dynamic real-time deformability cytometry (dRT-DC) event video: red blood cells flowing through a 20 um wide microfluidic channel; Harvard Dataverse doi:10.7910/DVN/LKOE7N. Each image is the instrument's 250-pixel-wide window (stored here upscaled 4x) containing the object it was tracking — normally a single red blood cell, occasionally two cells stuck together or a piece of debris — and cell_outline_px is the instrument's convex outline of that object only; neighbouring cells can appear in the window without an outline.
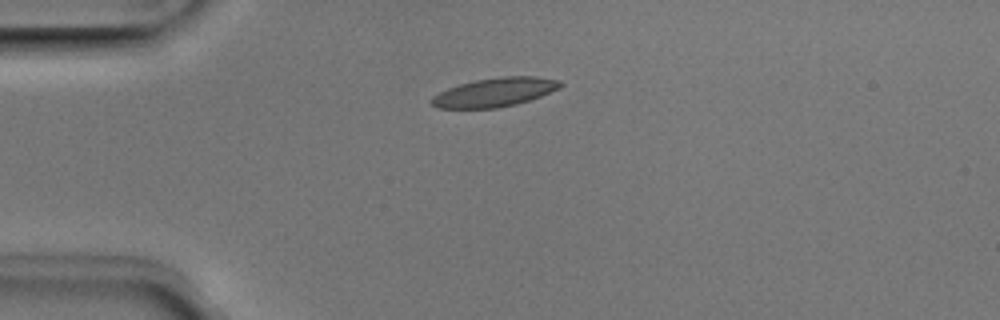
{"species": "Egyptian fruit bat (a non-hibernating species)", "species_latin": "Rousettus aegyptiacus", "temperature_condition": "room temperature", "stored_images_in_passage": 39, "camera_frame_rate_fps": 3000, "um_per_image_px": 0.085, "animal": {"sex": "male"}, "frame": {"image": 1, "passage_image": 1, "time_ms": 0.0, "image_size_px": [1000, 320], "cell_outline_px": [[564, 84], [540, 96], [516, 104], [496, 108], [436, 108], [428, 100], [432, 96], [448, 88], [460, 84], [476, 80], [504, 76], [536, 76], [560, 80]], "centroid_in_image_um": [42.01, 7.84], "position_along_channel_um": 43.0, "area_um2": 21.44}}
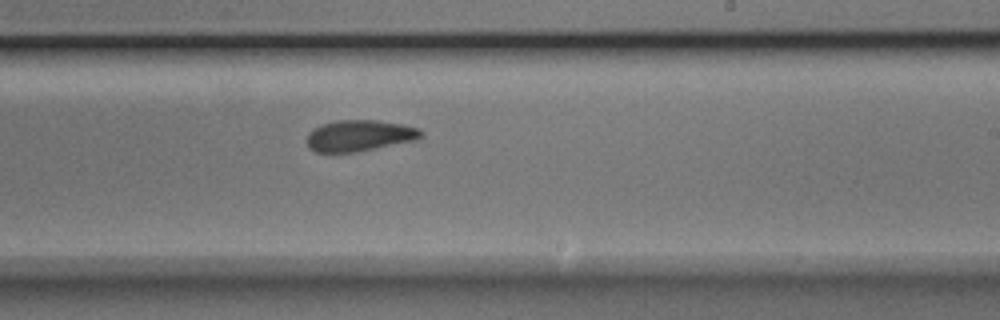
{"frame": {"image": 2, "passage_image": 19, "time_ms": 6.0, "image_size_px": [1000, 320], "cell_outline_px": [[424, 136], [416, 140], [356, 152], [316, 152], [308, 148], [308, 132], [312, 128], [320, 124], [336, 120], [376, 120], [400, 124], [420, 128], [424, 132]], "centroid_in_image_um": [30.55, 11.52], "position_along_channel_um": 258.4, "area_um2": 20.92}}
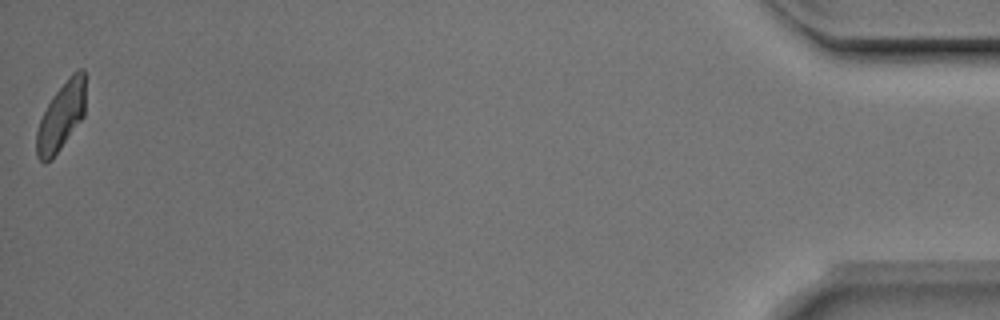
{"frame": {"image": 3, "passage_image": 39, "time_ms": 12.667, "image_size_px": [1000, 320], "cell_outline_px": [[84, 116], [52, 160], [44, 164], [36, 156], [36, 132], [40, 120], [52, 96], [72, 72], [76, 68], [84, 68]], "centroid_in_image_um": [5.18, 9.91], "position_along_channel_um": 430.0, "area_um2": 19.42}, "authors_computed_cell_mechanics": {"area_um2": 21.0392, "velocity_mm_per_s": 3.9909, "shape_relaxation_time_tau1_ms": 4.3952, "shape_relaxation_time_tau2_ms": 1.966, "deformation_change_tau1": 0.1186, "deformation_change_tau2": 0.0754}}